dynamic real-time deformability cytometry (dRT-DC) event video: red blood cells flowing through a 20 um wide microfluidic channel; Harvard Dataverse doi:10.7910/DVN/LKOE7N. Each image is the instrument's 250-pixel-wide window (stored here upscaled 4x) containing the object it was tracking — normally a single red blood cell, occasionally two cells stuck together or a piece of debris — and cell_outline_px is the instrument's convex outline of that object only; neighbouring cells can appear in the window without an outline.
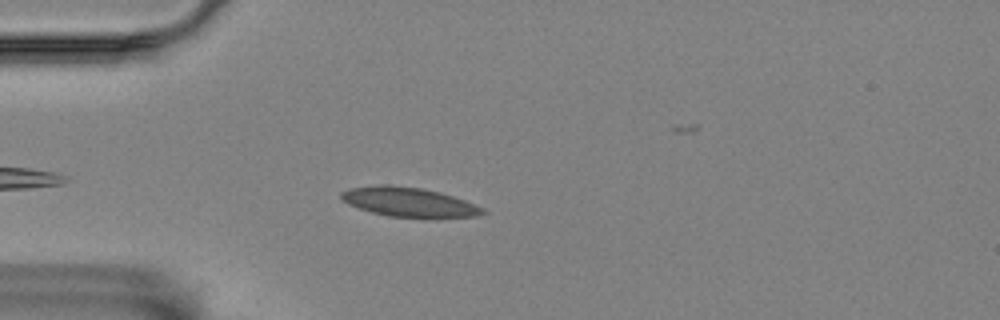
{"species": "Egyptian fruit bat (a non-hibernating species)", "species_latin": "Rousettus aegyptiacus", "temperature_condition": "room temperature", "stored_images_in_passage": 2, "camera_frame_rate_fps": 3000, "um_per_image_px": 0.085, "animal": {"sex": "female"}, "frame": {"image": 1, "passage_image": 1, "time_ms": 0.0, "image_size_px": [1000, 320], "cell_outline_px": [[488, 212], [476, 216], [388, 216], [372, 212], [348, 204], [340, 200], [340, 192], [348, 188], [380, 184], [388, 184], [424, 188], [440, 192], [464, 200], [484, 208]], "centroid_in_image_um": [34.68, 17.14], "position_along_channel_um": 50.3, "area_um2": 23.87}}